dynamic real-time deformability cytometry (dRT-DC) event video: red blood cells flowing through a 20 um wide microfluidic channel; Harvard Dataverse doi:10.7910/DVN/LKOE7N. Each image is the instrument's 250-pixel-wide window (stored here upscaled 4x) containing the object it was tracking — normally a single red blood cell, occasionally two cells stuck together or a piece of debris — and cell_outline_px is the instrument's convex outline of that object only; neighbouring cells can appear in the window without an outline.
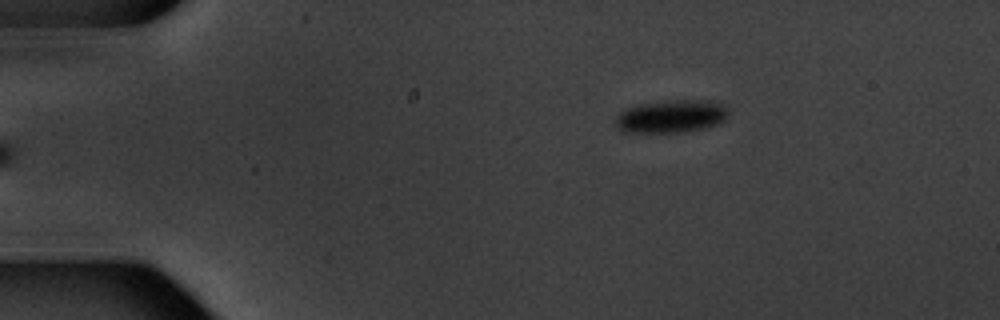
{"species": "common noctule bat (a hibernating species)", "species_latin": "Nyctalus noctula", "temperature_condition": "warm", "stored_images_in_passage": 3, "camera_frame_rate_fps": 3000, "um_per_image_px": 0.085, "animal": {"sex": "male", "body_mass_g": 20.1, "forearm_length_mm": 53.5}, "frame": {"image": 1, "passage_image": 3, "time_ms": 2.333, "image_size_px": [1000, 320], "cell_outline_px": [[728, 116], [724, 120], [708, 128], [680, 132], [624, 132], [616, 124], [616, 116], [620, 112], [628, 108], [644, 104], [676, 100], [708, 100], [720, 104], [728, 112]], "centroid_in_image_um": [57.08, 9.9], "position_along_channel_um": 27.9, "area_um2": 21.15}}